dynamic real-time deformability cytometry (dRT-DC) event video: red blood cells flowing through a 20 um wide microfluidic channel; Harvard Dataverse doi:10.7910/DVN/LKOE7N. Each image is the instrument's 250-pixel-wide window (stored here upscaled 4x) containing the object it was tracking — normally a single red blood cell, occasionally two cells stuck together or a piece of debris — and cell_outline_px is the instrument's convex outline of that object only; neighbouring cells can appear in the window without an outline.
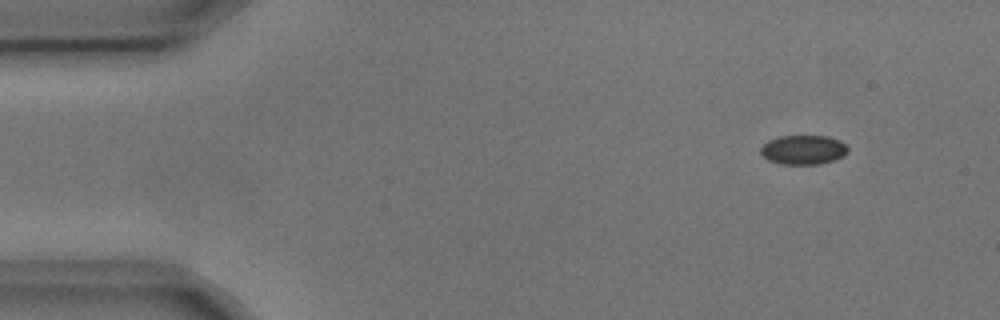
{"species": "common noctule bat (a hibernating species)", "species_latin": "Nyctalus noctula", "temperature_condition": "cold", "stored_images_in_passage": 4, "camera_frame_rate_fps": 3000, "um_per_image_px": 0.085, "animal": {"sex": "male", "body_mass_g": 17.9, "forearm_length_mm": 54.2}, "frame": {"image": 1, "passage_image": 1, "time_ms": 0.0, "image_size_px": [1000, 320], "cell_outline_px": [[848, 152], [844, 156], [820, 164], [780, 164], [768, 160], [760, 152], [760, 148], [768, 140], [780, 136], [828, 136], [840, 140], [848, 148]], "centroid_in_image_um": [68.28, 12.73], "position_along_channel_um": 16.7, "area_um2": 14.91}}
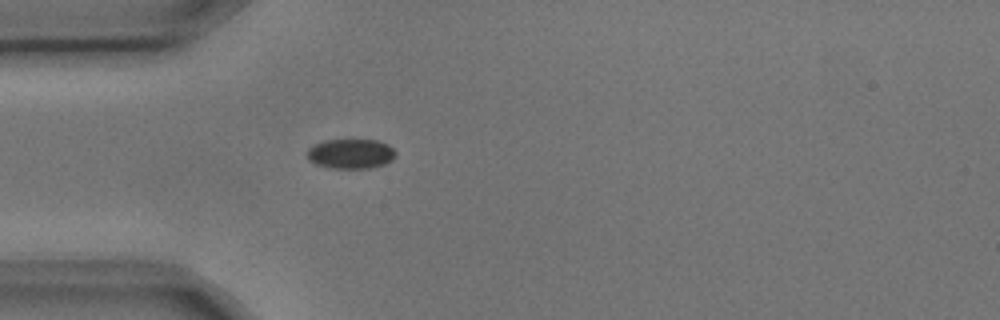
{"frame": {"image": 2, "passage_image": 4, "time_ms": 1.0, "image_size_px": [1000, 320], "cell_outline_px": [[396, 156], [392, 160], [384, 164], [372, 168], [328, 168], [316, 164], [308, 160], [308, 148], [324, 140], [376, 140], [388, 144], [396, 152]], "centroid_in_image_um": [29.83, 13.08], "position_along_channel_um": 55.2, "area_um2": 15.37}}